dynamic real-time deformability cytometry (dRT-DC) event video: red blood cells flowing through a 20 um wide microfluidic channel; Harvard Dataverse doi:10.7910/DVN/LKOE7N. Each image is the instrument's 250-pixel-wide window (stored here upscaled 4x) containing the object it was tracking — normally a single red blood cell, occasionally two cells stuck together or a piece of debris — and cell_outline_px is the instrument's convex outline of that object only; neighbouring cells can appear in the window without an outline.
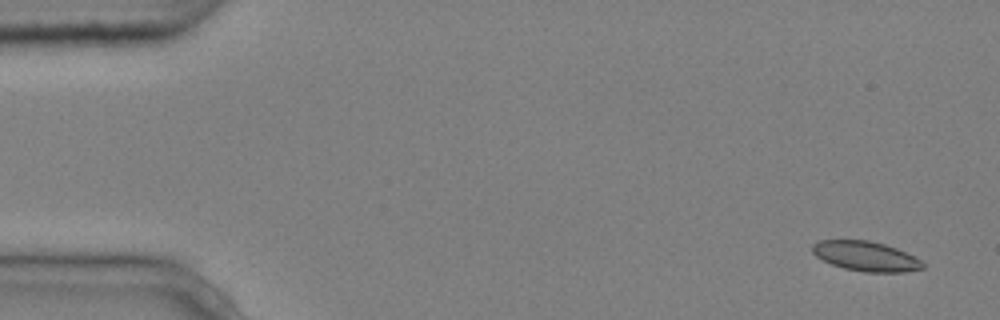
{"species": "common noctule bat (a hibernating species)", "species_latin": "Nyctalus noctula", "temperature_condition": "cold", "stored_images_in_passage": 5, "camera_frame_rate_fps": 3000, "um_per_image_px": 0.085, "animal": {"sex": "male", "body_mass_g": 20.4}, "frame": {"image": 1, "passage_image": 1, "time_ms": 0.0, "image_size_px": [1000, 320], "cell_outline_px": [[924, 268], [904, 272], [864, 272], [844, 268], [832, 264], [816, 256], [812, 252], [812, 244], [820, 240], [868, 240], [884, 244], [896, 248], [920, 260], [924, 264]], "centroid_in_image_um": [73.57, 21.78], "position_along_channel_um": 11.4, "area_um2": 18.96}}
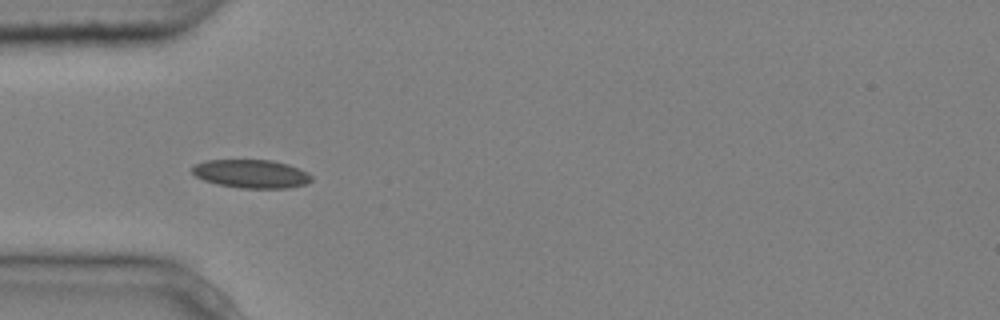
{"frame": {"image": 2, "passage_image": 4, "time_ms": 1.0, "image_size_px": [1000, 320], "cell_outline_px": [[312, 180], [304, 184], [288, 188], [240, 188], [216, 184], [204, 180], [196, 176], [192, 172], [192, 168], [196, 164], [204, 160], [272, 160], [288, 164], [308, 172], [312, 176]], "centroid_in_image_um": [21.36, 14.77], "position_along_channel_um": 63.6, "area_um2": 19.77}}
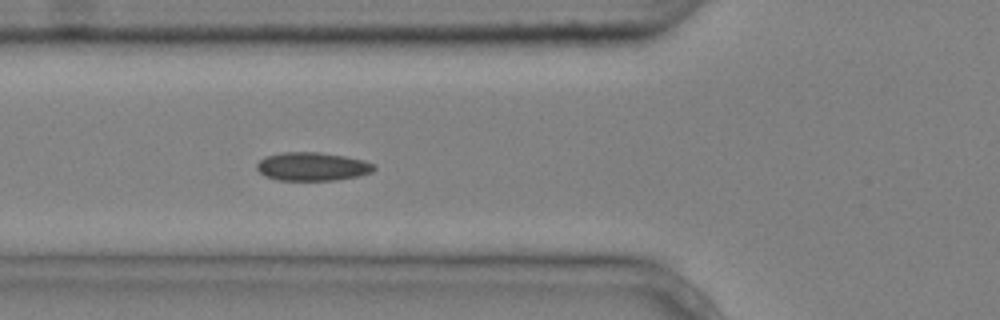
{"frame": {"image": 3, "passage_image": 5, "time_ms": 1.333, "image_size_px": [1000, 320], "cell_outline_px": [[376, 168], [372, 172], [360, 176], [336, 180], [276, 180], [264, 176], [256, 168], [256, 164], [264, 156], [284, 152], [320, 152], [344, 156], [364, 160], [372, 164]], "centroid_in_image_um": [26.53, 14.16], "position_along_channel_um": 99.3, "area_um2": 19.54}}